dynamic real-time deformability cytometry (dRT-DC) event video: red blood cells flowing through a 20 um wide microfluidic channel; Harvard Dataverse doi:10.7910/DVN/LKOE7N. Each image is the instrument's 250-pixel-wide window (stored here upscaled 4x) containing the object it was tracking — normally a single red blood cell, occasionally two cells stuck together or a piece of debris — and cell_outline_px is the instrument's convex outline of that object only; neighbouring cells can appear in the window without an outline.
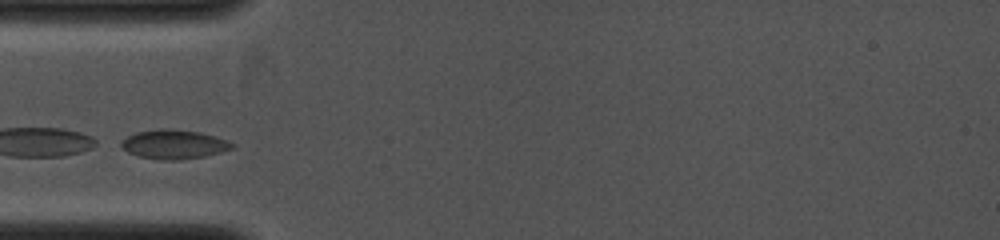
{"species": "common noctule bat (a hibernating species)", "species_latin": "Nyctalus noctula", "temperature_condition": "cold", "stored_images_in_passage": 2, "camera_frame_rate_fps": 4000, "um_per_image_px": 0.085, "animal": {"sex": "female", "body_mass_g": 19.0, "forearm_length_mm": 53.3}, "frame": {"image": 1, "passage_image": 1, "time_ms": 0.0, "image_size_px": [1000, 240], "cell_outline_px": [[236, 148], [204, 156], [180, 160], [160, 160], [136, 156], [128, 152], [120, 144], [120, 140], [136, 132], [160, 128], [172, 128], [200, 132], [216, 136], [228, 140], [236, 144]], "centroid_in_image_um": [14.81, 12.26], "position_along_channel_um": 70.2, "area_um2": 19.19}}